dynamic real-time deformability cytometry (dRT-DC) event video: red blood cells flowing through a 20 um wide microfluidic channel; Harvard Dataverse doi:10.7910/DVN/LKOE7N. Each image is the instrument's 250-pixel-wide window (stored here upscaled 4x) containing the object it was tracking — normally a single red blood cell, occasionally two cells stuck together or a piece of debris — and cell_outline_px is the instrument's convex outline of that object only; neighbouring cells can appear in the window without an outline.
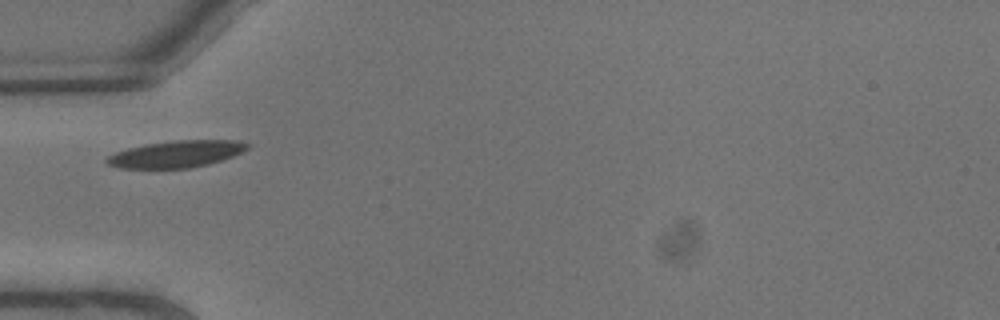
{"species": "common noctule bat (a hibernating species)", "species_latin": "Nyctalus noctula", "temperature_condition": "warm", "stored_images_in_passage": 3, "camera_frame_rate_fps": 3000, "um_per_image_px": 0.085, "animal": {"sex": "male", "body_mass_g": 13.3}, "frame": {"image": 1, "passage_image": 1, "time_ms": 0.0, "image_size_px": [1000, 320], "cell_outline_px": [[248, 148], [232, 156], [208, 164], [192, 168], [116, 168], [108, 164], [104, 160], [108, 156], [116, 152], [128, 148], [144, 144], [176, 140], [236, 140], [248, 144]], "centroid_in_image_um": [14.93, 13.09], "position_along_channel_um": 70.1, "area_um2": 21.85}}
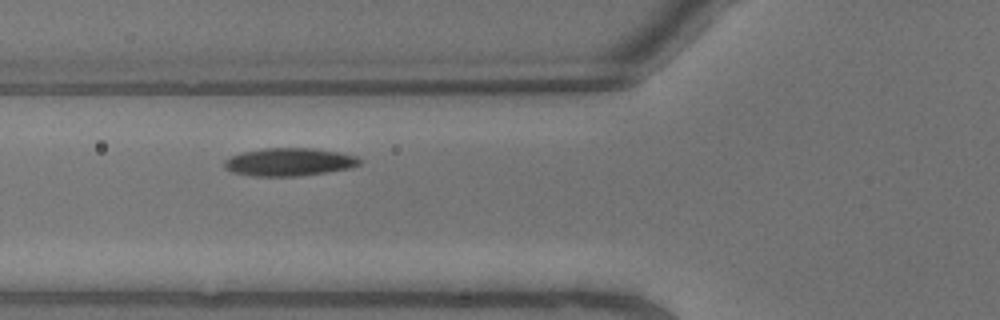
{"frame": {"image": 2, "passage_image": 2, "time_ms": 0.333, "image_size_px": [1000, 320], "cell_outline_px": [[360, 164], [348, 168], [300, 176], [252, 176], [232, 172], [224, 168], [224, 160], [232, 156], [244, 152], [264, 148], [312, 148], [336, 152], [356, 156], [360, 160]], "centroid_in_image_um": [24.53, 13.77], "position_along_channel_um": 101.3, "area_um2": 21.73}}
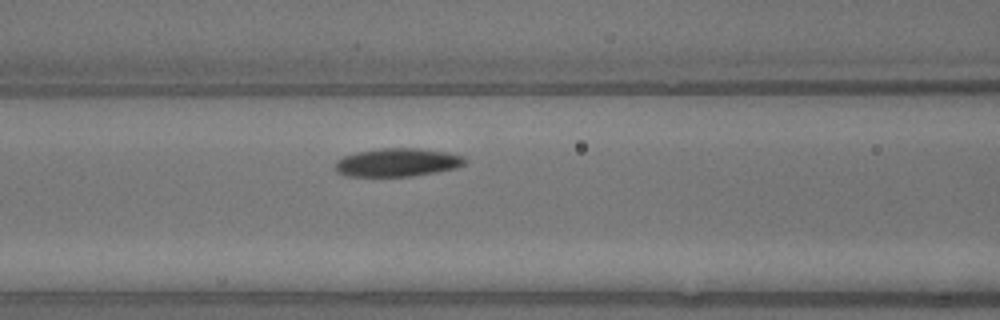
{"frame": {"image": 3, "passage_image": 3, "time_ms": 0.667, "image_size_px": [1000, 320], "cell_outline_px": [[464, 164], [456, 168], [436, 172], [412, 176], [344, 176], [336, 172], [336, 160], [344, 156], [356, 152], [380, 148], [420, 148], [448, 152], [460, 156], [464, 160]], "centroid_in_image_um": [33.73, 13.8], "position_along_channel_um": 132.9, "area_um2": 21.33}}